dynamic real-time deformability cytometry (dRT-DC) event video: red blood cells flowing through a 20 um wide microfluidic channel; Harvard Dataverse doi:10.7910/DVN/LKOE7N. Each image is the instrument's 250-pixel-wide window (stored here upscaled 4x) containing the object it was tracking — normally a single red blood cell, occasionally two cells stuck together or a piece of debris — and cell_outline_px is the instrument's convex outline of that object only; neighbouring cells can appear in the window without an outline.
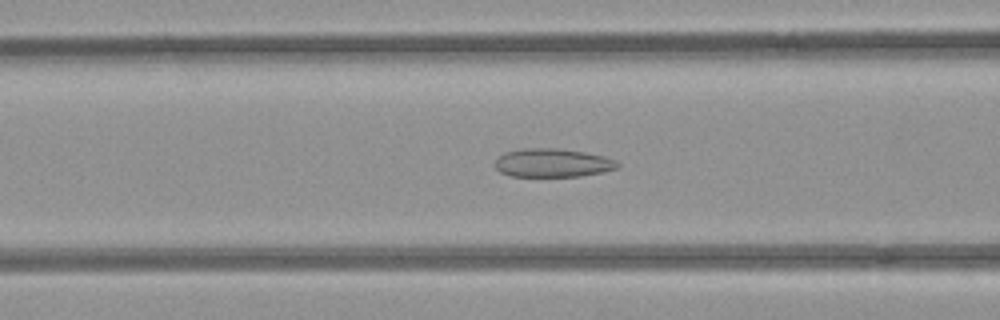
{"species": "common noctule bat (a hibernating species)", "species_latin": "Nyctalus noctula", "temperature_condition": "room temperature", "stored_images_in_passage": 53, "camera_frame_rate_fps": 3000, "um_per_image_px": 0.085, "animal": {"sex": "female", "body_mass_g": 21.9}, "frame": {"image": 1, "passage_image": 21, "time_ms": 6.667, "image_size_px": [1000, 320], "cell_outline_px": [[620, 168], [604, 172], [580, 176], [512, 176], [500, 172], [496, 168], [496, 160], [504, 152], [528, 148], [556, 148], [584, 152], [604, 156], [616, 160], [620, 164]], "centroid_in_image_um": [47.02, 13.85], "position_along_channel_um": 119.6, "area_um2": 20.35}}
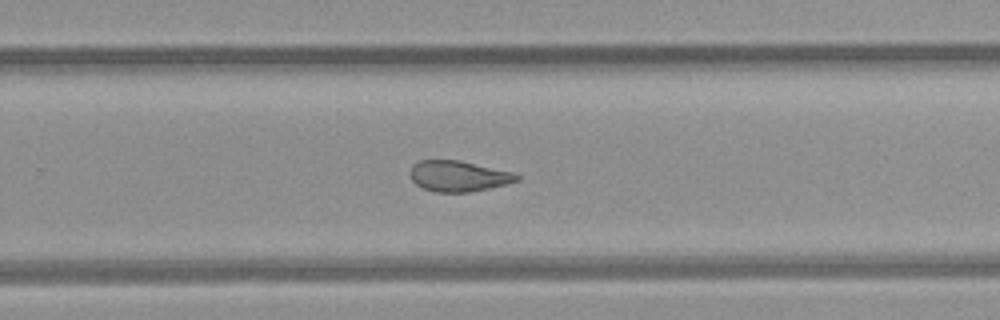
{"frame": {"image": 2, "passage_image": 34, "time_ms": 11.0, "image_size_px": [1000, 320], "cell_outline_px": [[520, 180], [508, 184], [468, 192], [436, 192], [424, 188], [416, 184], [412, 180], [412, 164], [420, 160], [460, 160], [512, 172], [520, 176]], "centroid_in_image_um": [39.0, 14.96], "position_along_channel_um": 290.8, "area_um2": 18.96}}
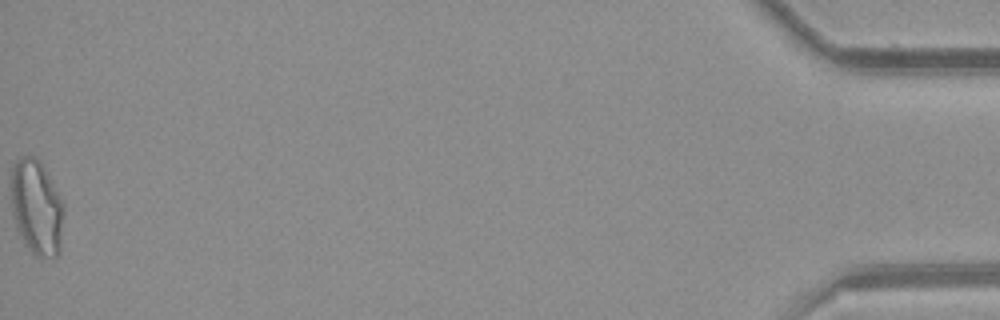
{"frame": {"image": 3, "passage_image": 53, "time_ms": 17.333, "image_size_px": [1000, 320], "cell_outline_px": [[64, 208], [60, 252], [56, 256], [36, 256], [28, 248], [16, 228], [12, 212], [12, 168], [16, 160], [20, 156], [36, 156], [40, 160], [60, 196], [64, 204]], "centroid_in_image_um": [3.12, 17.61], "position_along_channel_um": 432.1, "area_um2": 29.13}, "authors_computed_cell_mechanics": {"area_um2": 22.0796, "velocity_mm_per_s": 3.9612, "shape_relaxation_time_tau1_ms": null, "shape_relaxation_time_tau2_ms": 2.2066, "deformation_change_tau1": null, "deformation_change_tau2": 0.0902}}